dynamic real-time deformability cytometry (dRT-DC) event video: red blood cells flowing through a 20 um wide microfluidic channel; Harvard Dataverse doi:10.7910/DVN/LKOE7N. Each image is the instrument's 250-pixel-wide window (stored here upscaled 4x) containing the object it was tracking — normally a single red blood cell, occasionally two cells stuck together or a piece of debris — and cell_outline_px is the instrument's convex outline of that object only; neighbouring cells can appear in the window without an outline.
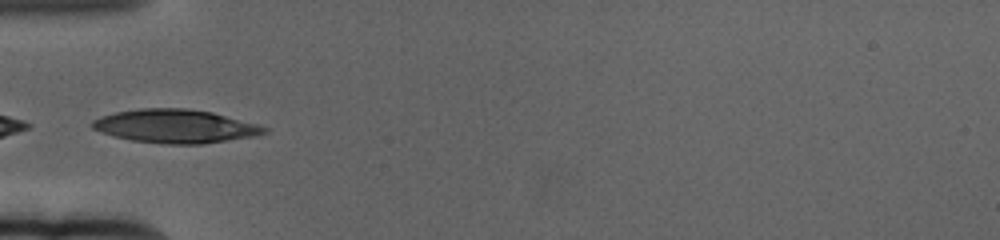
{"species": "human", "species_latin": "Homo sapiens", "temperature_condition": "cold", "stored_images_in_passage": 38, "camera_frame_rate_fps": 3000, "um_per_image_px": 0.085, "donor": {"sex": "female"}, "frame": {"image": 1, "passage_image": 1, "time_ms": 0.0, "image_size_px": [1000, 240], "cell_outline_px": [[268, 132], [252, 136], [200, 144], [164, 144], [132, 140], [112, 136], [92, 128], [92, 120], [100, 116], [116, 112], [140, 108], [188, 108], [212, 112], [260, 124], [268, 128]], "centroid_in_image_um": [14.9, 10.72], "position_along_channel_um": 70.1, "area_um2": 33.58}}
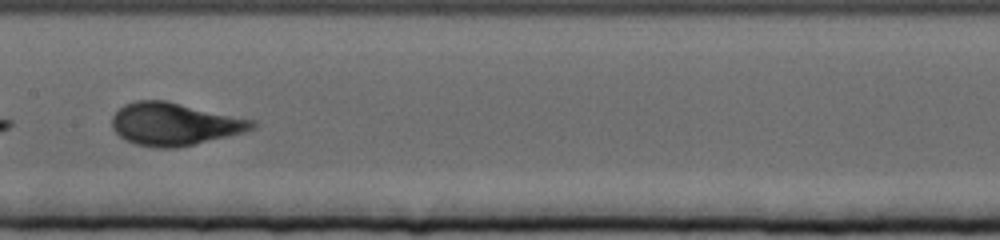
{"frame": {"image": 2, "passage_image": 12, "time_ms": 3.667, "image_size_px": [1000, 240], "cell_outline_px": [[256, 128], [244, 132], [228, 136], [192, 144], [172, 148], [156, 148], [136, 144], [124, 140], [112, 128], [112, 116], [124, 104], [136, 100], [164, 100], [256, 120]], "centroid_in_image_um": [14.82, 10.54], "position_along_channel_um": 192.6, "area_um2": 34.68}, "authors_computed_cell_mechanics": {"area_um2": 33.8708, "velocity_mm_per_s": 3.3407, "shape_relaxation_time_tau1_ms": 3.6729, "shape_relaxation_time_tau2_ms": null, "deformation_change_tau1": 0.1975, "deformation_change_tau2": null}}